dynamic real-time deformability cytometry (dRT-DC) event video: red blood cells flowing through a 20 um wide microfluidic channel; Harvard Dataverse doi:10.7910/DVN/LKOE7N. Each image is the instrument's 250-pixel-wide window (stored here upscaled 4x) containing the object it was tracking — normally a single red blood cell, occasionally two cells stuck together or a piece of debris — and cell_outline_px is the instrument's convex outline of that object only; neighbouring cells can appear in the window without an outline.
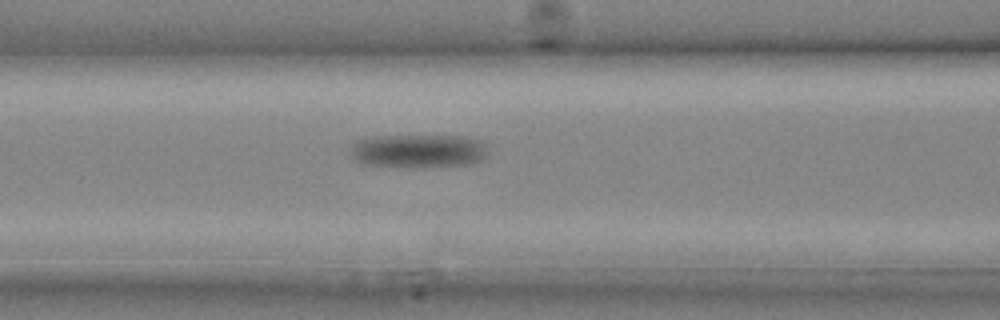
{"species": "common noctule bat (a hibernating species)", "species_latin": "Nyctalus noctula", "temperature_condition": "cold", "stored_images_in_passage": 6, "camera_frame_rate_fps": 3000, "um_per_image_px": 0.085, "animal": {"sex": "male", "body_mass_g": 20.4}, "frame": {"image": 1, "passage_image": 4, "time_ms": 1.0, "image_size_px": [1000, 320], "cell_outline_px": [[488, 156], [484, 160], [476, 164], [424, 168], [364, 164], [352, 160], [348, 156], [348, 148], [356, 140], [372, 136], [460, 136], [484, 140], [488, 152]], "centroid_in_image_um": [35.57, 12.85], "position_along_channel_um": 131.0, "area_um2": 27.98}}
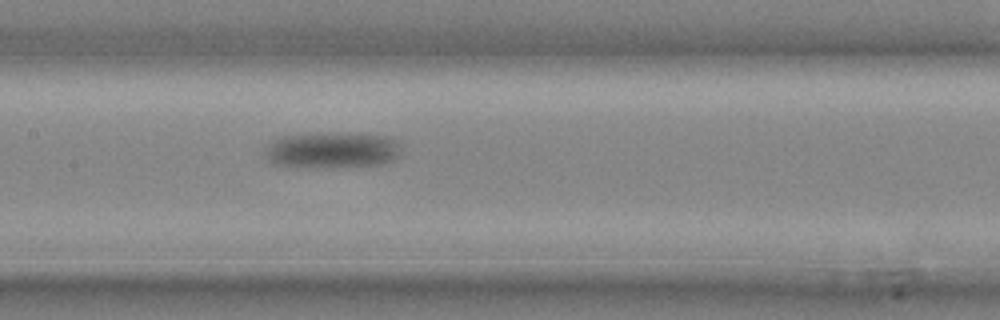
{"frame": {"image": 2, "passage_image": 6, "time_ms": 1.667, "image_size_px": [1000, 320], "cell_outline_px": [[400, 156], [384, 164], [276, 164], [268, 156], [268, 144], [272, 140], [284, 136], [308, 132], [348, 132], [388, 136], [400, 140]], "centroid_in_image_um": [28.37, 12.64], "position_along_channel_um": 179.0, "area_um2": 27.57}}